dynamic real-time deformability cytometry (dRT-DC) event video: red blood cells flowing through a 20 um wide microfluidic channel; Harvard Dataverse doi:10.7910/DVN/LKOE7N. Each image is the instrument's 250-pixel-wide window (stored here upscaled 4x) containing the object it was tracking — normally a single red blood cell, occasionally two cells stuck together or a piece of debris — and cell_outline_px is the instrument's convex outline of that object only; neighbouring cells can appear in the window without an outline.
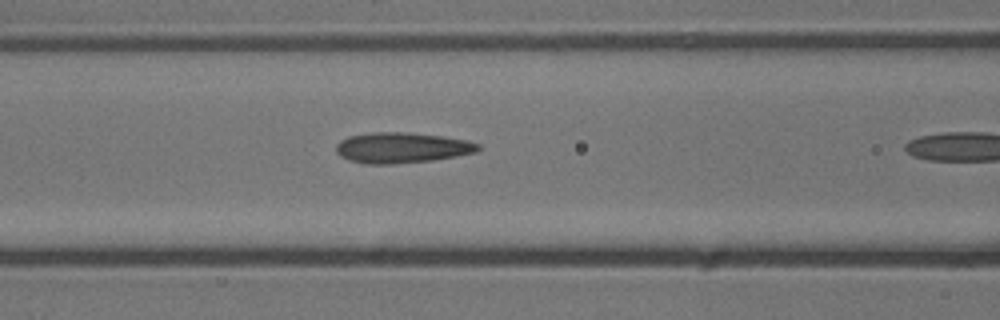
{"species": "common noctule bat (a hibernating species)", "species_latin": "Nyctalus noctula", "temperature_condition": "cold", "stored_images_in_passage": 10, "camera_frame_rate_fps": 3000, "um_per_image_px": 0.085, "animal": {"sex": "male", "body_mass_g": 13.3}, "frame": {"image": 1, "passage_image": 9, "time_ms": 2.667, "image_size_px": [1000, 320], "cell_outline_px": [[480, 148], [476, 152], [456, 156], [432, 160], [388, 164], [364, 164], [348, 160], [340, 156], [336, 152], [336, 144], [340, 140], [348, 136], [372, 132], [408, 132], [444, 136], [468, 140], [480, 144]], "centroid_in_image_um": [34.14, 12.55], "position_along_channel_um": 132.5, "area_um2": 25.49}}